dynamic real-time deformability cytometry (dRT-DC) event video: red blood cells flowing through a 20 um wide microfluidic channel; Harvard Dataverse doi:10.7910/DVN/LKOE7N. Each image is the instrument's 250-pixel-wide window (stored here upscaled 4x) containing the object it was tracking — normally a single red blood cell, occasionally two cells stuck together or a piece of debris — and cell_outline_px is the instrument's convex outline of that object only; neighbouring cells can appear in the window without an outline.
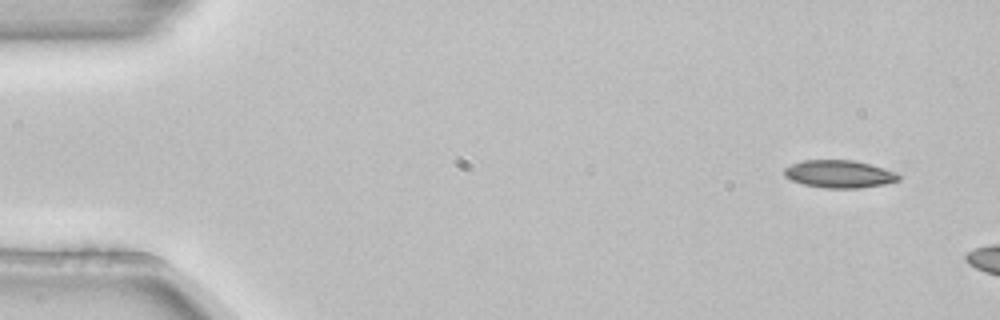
{"species": "common noctule bat (a hibernating species)", "species_latin": "Nyctalus noctula", "temperature_condition": "room temperature", "stored_images_in_passage": 3, "camera_frame_rate_fps": 3000, "um_per_image_px": 0.085, "animal": {"sex": "female", "body_mass_g": 22.7, "forearm_length_mm": 54.2}, "frame": {"image": 1, "passage_image": 1, "time_ms": 0.0, "image_size_px": [1000, 320], "cell_outline_px": [[904, 176], [900, 180], [884, 184], [860, 188], [824, 188], [804, 184], [792, 180], [784, 176], [784, 168], [792, 164], [804, 160], [852, 160], [884, 168], [896, 172]], "centroid_in_image_um": [71.37, 14.79], "position_along_channel_um": 13.6, "area_um2": 18.44}}